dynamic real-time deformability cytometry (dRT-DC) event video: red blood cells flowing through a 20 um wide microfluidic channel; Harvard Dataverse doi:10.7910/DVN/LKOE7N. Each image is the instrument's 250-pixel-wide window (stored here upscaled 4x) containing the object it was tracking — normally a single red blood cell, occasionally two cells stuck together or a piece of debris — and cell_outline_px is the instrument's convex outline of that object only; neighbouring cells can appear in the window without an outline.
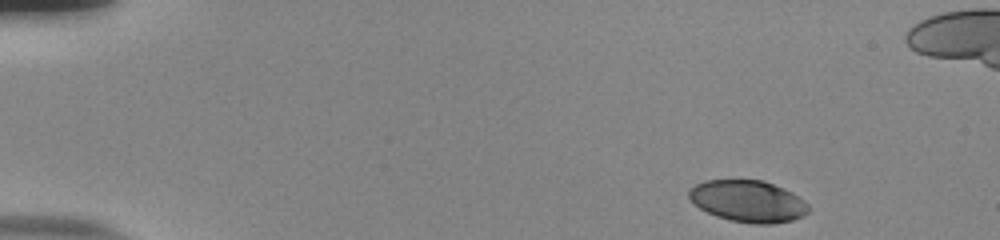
{"species": "human", "species_latin": "Homo sapiens", "temperature_condition": "room temperature", "stored_images_in_passage": 50, "camera_frame_rate_fps": 3000, "um_per_image_px": 0.085, "donor": {"sex": "male"}, "frame": {"image": 1, "passage_image": 1, "time_ms": 0.0, "image_size_px": [1000, 240], "cell_outline_px": [[808, 212], [804, 216], [792, 220], [772, 224], [752, 224], [732, 220], [716, 216], [700, 208], [688, 196], [688, 188], [704, 180], [764, 180], [784, 188], [792, 192], [804, 200], [808, 204]], "centroid_in_image_um": [63.59, 17.09], "position_along_channel_um": 21.4, "area_um2": 29.13}}
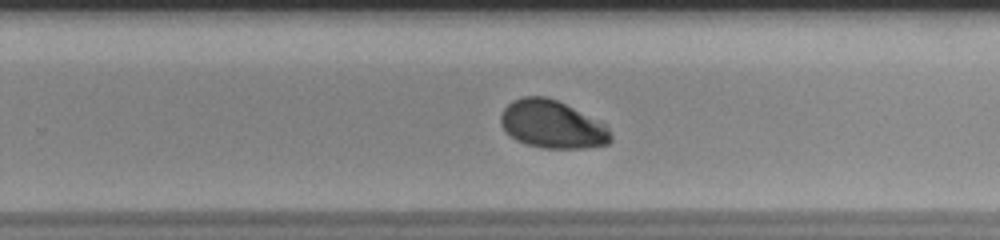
{"frame": {"image": 2, "passage_image": 31, "time_ms": 10.0, "image_size_px": [1000, 240], "cell_outline_px": [[612, 140], [608, 144], [584, 148], [544, 148], [528, 144], [516, 140], [500, 124], [500, 116], [504, 108], [512, 100], [524, 96], [544, 96], [556, 100], [604, 124], [608, 128], [612, 136]], "centroid_in_image_um": [46.92, 10.58], "position_along_channel_um": 282.9, "area_um2": 30.23}}
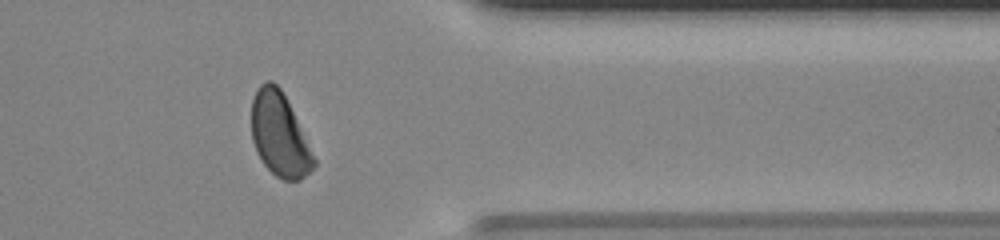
{"frame": {"image": 3, "passage_image": 40, "time_ms": 13.0, "image_size_px": [1000, 240], "cell_outline_px": [[316, 164], [300, 180], [284, 180], [276, 176], [264, 164], [256, 152], [252, 140], [252, 100], [260, 84], [268, 80], [272, 80], [280, 88], [316, 160]], "centroid_in_image_um": [23.73, 11.46], "position_along_channel_um": 387.7, "area_um2": 29.59}, "authors_computed_cell_mechanics": {"area_um2": 30.923, "velocity_mm_per_s": 3.7743, "shape_relaxation_time_tau1_ms": 3.2943, "shape_relaxation_time_tau2_ms": null, "deformation_change_tau1": 0.1371, "deformation_change_tau2": null}}